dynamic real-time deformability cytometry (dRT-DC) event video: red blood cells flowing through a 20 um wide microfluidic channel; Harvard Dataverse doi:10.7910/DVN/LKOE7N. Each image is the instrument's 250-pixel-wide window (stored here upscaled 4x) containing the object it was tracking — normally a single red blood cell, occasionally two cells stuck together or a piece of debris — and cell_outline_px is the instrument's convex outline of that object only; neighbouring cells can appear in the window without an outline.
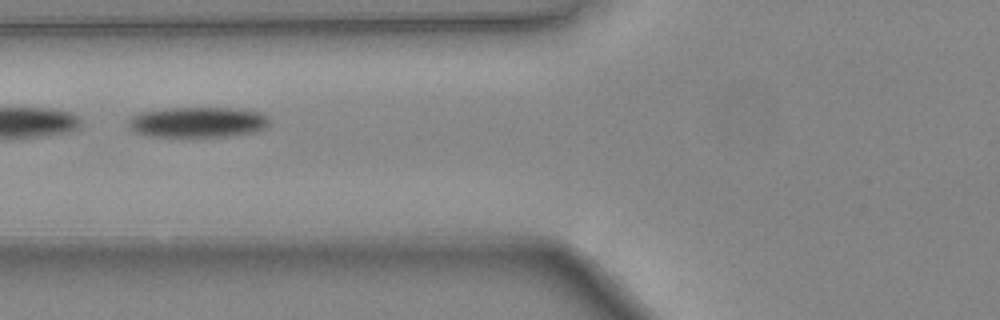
{"species": "common noctule bat (a hibernating species)", "species_latin": "Nyctalus noctula", "temperature_condition": "warm", "stored_images_in_passage": 39, "camera_frame_rate_fps": 3000, "um_per_image_px": 0.085, "animal": {"sex": "female", "body_mass_g": 24.6, "forearm_length_mm": 56.2}, "frame": {"image": 1, "passage_image": 13, "time_ms": 4.0, "image_size_px": [1000, 320], "cell_outline_px": [[268, 124], [264, 128], [256, 132], [224, 136], [152, 136], [136, 132], [128, 128], [128, 120], [132, 116], [140, 112], [164, 108], [236, 108], [260, 112], [268, 116]], "centroid_in_image_um": [16.8, 10.37], "position_along_channel_um": 109.0, "area_um2": 24.97}}
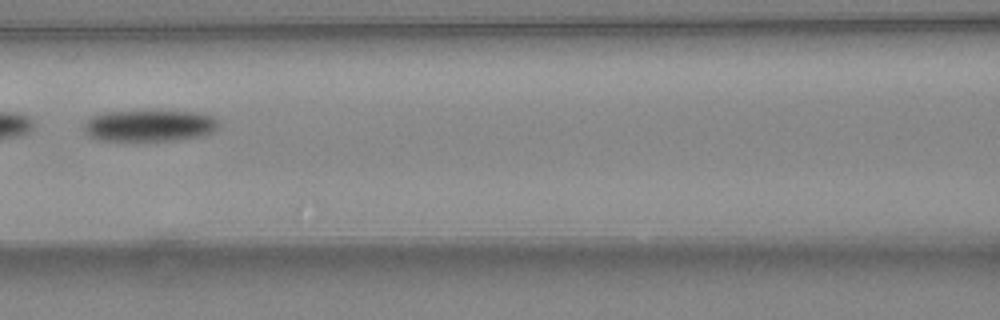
{"frame": {"image": 2, "passage_image": 16, "time_ms": 5.0, "image_size_px": [1000, 320], "cell_outline_px": [[220, 128], [216, 132], [200, 136], [176, 140], [100, 140], [88, 136], [84, 132], [84, 124], [92, 116], [104, 112], [200, 112], [212, 116], [220, 124]], "centroid_in_image_um": [12.75, 10.69], "position_along_channel_um": 153.9, "area_um2": 24.57}}
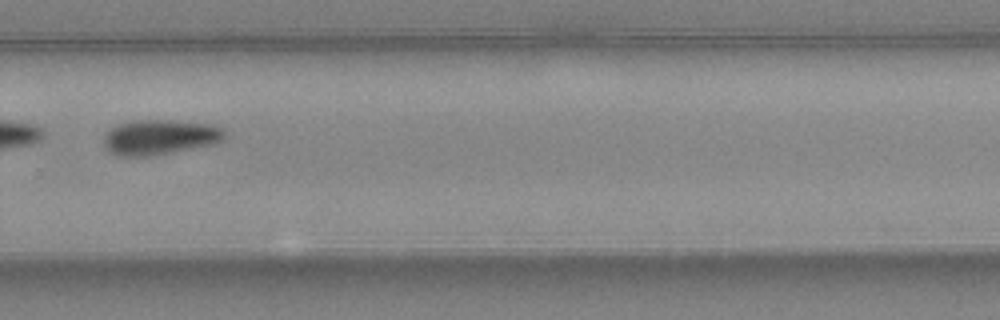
{"frame": {"image": 3, "passage_image": 27, "time_ms": 8.667, "image_size_px": [1000, 320], "cell_outline_px": [[224, 136], [220, 140], [212, 144], [172, 152], [148, 156], [120, 156], [108, 152], [104, 144], [104, 132], [116, 124], [132, 120], [168, 120], [212, 124], [220, 128], [224, 132]], "centroid_in_image_um": [13.49, 11.65], "position_along_channel_um": 316.3, "area_um2": 24.62}, "authors_computed_cell_mechanics": {"area_um2": 26.3568, "velocity_mm_per_s": 4.4412, "shape_relaxation_time_tau1_ms": 2.2557, "shape_relaxation_time_tau2_ms": null, "deformation_change_tau1": 0.0997, "deformation_change_tau2": null}}